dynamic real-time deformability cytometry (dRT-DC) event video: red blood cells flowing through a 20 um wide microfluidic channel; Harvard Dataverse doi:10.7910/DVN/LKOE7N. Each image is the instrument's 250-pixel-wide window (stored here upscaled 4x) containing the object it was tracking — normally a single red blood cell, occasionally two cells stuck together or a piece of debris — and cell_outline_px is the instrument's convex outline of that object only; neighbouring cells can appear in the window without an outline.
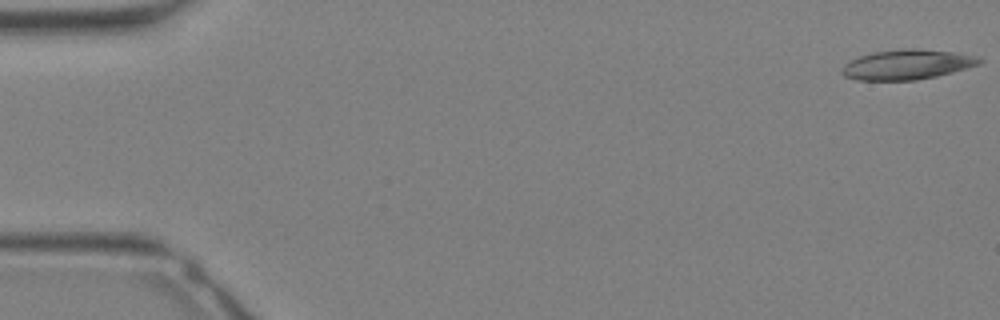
{"species": "Egyptian fruit bat (a non-hibernating species)", "species_latin": "Rousettus aegyptiacus", "temperature_condition": "warm", "stored_images_in_passage": 33, "camera_frame_rate_fps": 3000, "um_per_image_px": 0.085, "animal": {"sex": "female"}, "frame": {"image": 1, "passage_image": 1, "time_ms": 0.0, "image_size_px": [1000, 320], "cell_outline_px": [[984, 60], [980, 64], [952, 72], [936, 76], [916, 80], [856, 80], [844, 76], [840, 72], [844, 64], [860, 56], [872, 52], [908, 48], [916, 48], [952, 52], [972, 56]], "centroid_in_image_um": [77.06, 5.49], "position_along_channel_um": 7.9, "area_um2": 23.76}}
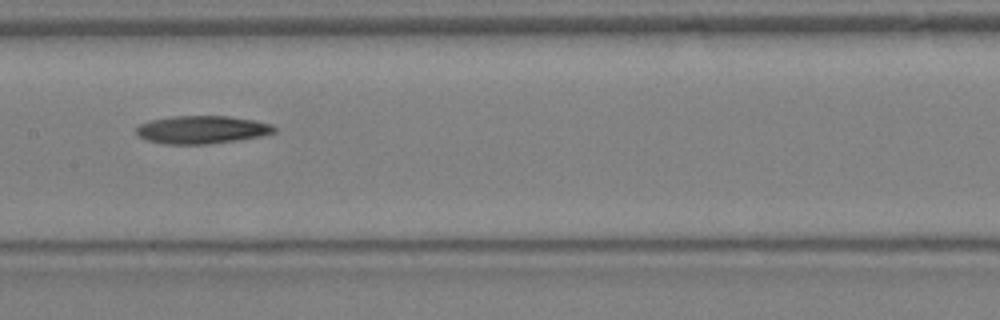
{"frame": {"image": 2, "passage_image": 17, "time_ms": 5.333, "image_size_px": [1000, 320], "cell_outline_px": [[276, 132], [260, 136], [236, 140], [204, 144], [168, 144], [148, 140], [140, 136], [136, 132], [136, 128], [140, 124], [148, 120], [172, 116], [228, 116], [256, 120], [272, 124], [276, 128]], "centroid_in_image_um": [17.17, 11.01], "position_along_channel_um": 190.2, "area_um2": 22.37}}
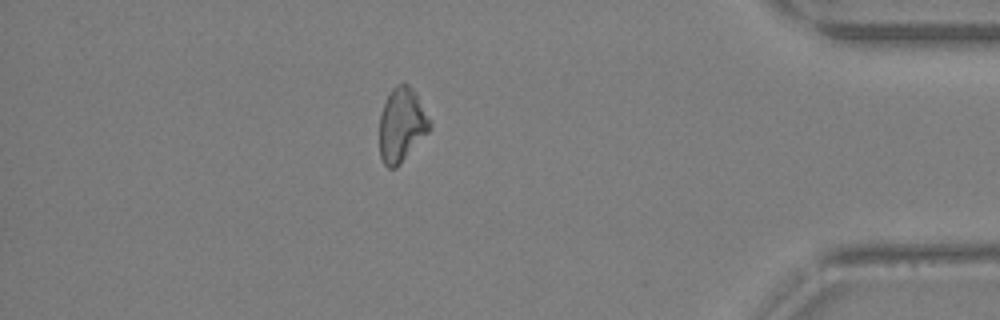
{"frame": {"image": 3, "passage_image": 29, "time_ms": 9.333, "image_size_px": [1000, 320], "cell_outline_px": [[432, 124], [428, 132], [400, 164], [396, 168], [388, 168], [384, 164], [380, 156], [380, 116], [384, 104], [392, 88], [396, 84], [404, 80], [416, 92], [432, 120]], "centroid_in_image_um": [34.17, 10.58], "position_along_channel_um": 401.0, "area_um2": 21.91}}